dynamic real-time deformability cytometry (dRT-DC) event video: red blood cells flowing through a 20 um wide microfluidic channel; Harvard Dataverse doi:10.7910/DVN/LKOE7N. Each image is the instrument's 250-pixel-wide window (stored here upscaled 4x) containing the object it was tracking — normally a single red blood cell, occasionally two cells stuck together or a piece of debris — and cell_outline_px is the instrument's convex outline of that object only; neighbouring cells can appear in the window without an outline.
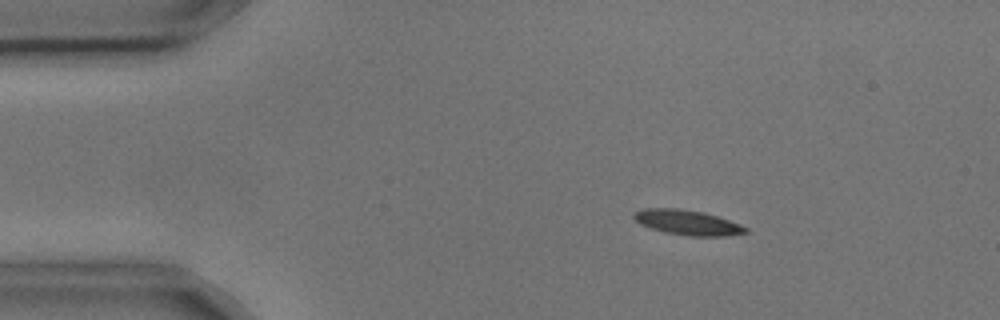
{"species": "common noctule bat (a hibernating species)", "species_latin": "Nyctalus noctula", "temperature_condition": "cold", "stored_images_in_passage": 5, "camera_frame_rate_fps": 3000, "um_per_image_px": 0.085, "animal": {"sex": "male", "body_mass_g": 17.9, "forearm_length_mm": 54.2}, "frame": {"image": 1, "passage_image": 3, "time_ms": 0.667, "image_size_px": [1000, 320], "cell_outline_px": [[748, 232], [728, 236], [688, 236], [664, 232], [648, 228], [640, 224], [632, 216], [632, 212], [644, 208], [676, 208], [704, 212], [740, 224], [748, 228]], "centroid_in_image_um": [58.4, 18.91], "position_along_channel_um": 26.6, "area_um2": 16.42}}